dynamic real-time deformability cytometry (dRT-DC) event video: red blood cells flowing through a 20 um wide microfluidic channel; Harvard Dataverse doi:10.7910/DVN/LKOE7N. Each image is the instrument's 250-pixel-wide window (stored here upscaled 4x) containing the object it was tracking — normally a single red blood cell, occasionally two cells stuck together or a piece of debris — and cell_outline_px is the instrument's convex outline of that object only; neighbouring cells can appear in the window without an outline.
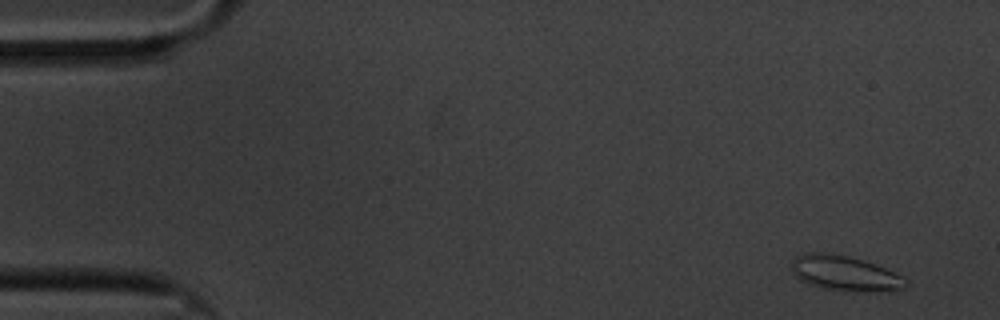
{"species": "common noctule bat (a hibernating species)", "species_latin": "Nyctalus noctula", "temperature_condition": "cold", "stored_images_in_passage": 57, "camera_frame_rate_fps": 3000, "um_per_image_px": 0.085, "animal": {"sex": "male", "body_mass_g": 20.1, "forearm_length_mm": 53.5}, "frame": {"image": 1, "passage_image": 1, "time_ms": 0.0, "image_size_px": [1000, 320], "cell_outline_px": [[908, 284], [904, 288], [820, 288], [808, 284], [800, 280], [792, 272], [792, 260], [796, 256], [808, 252], [820, 252], [844, 256], [864, 260], [884, 268], [908, 280]], "centroid_in_image_um": [71.68, 23.16], "position_along_channel_um": 13.3, "area_um2": 21.79}}
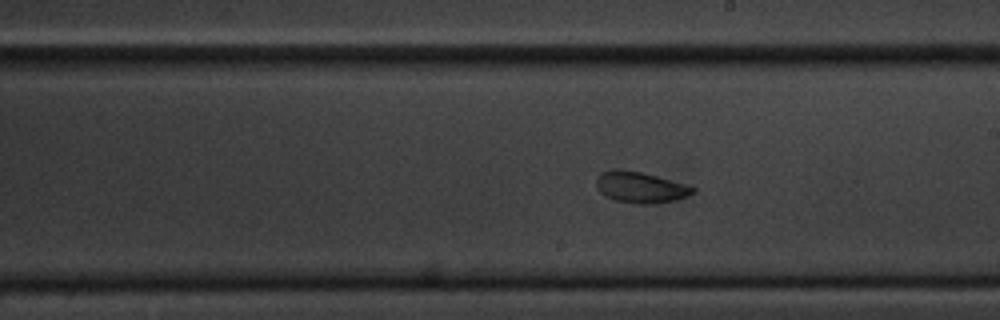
{"frame": {"image": 2, "passage_image": 31, "time_ms": 10.0, "image_size_px": [1000, 320], "cell_outline_px": [[696, 192], [676, 200], [656, 204], [636, 204], [616, 200], [604, 196], [596, 188], [596, 176], [600, 172], [616, 168], [620, 168], [640, 172], [656, 176], [684, 184], [696, 188]], "centroid_in_image_um": [54.39, 15.92], "position_along_channel_um": 234.6, "area_um2": 17.69}}
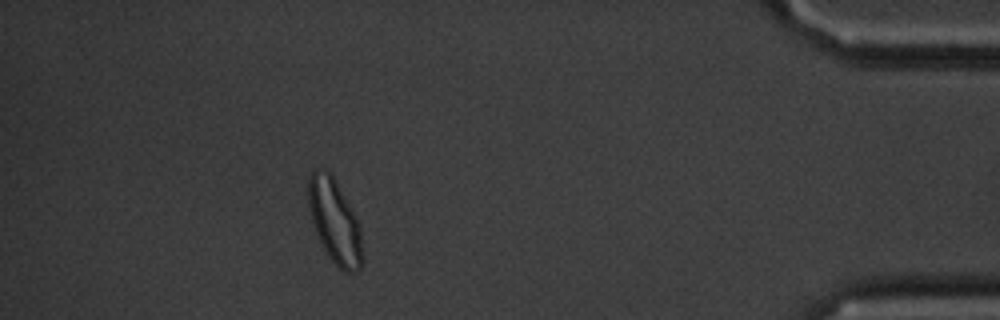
{"frame": {"image": 3, "passage_image": 51, "time_ms": 16.667, "image_size_px": [1000, 320], "cell_outline_px": [[364, 260], [360, 268], [356, 272], [344, 272], [328, 256], [316, 232], [312, 220], [308, 204], [308, 176], [316, 168], [324, 168], [332, 176], [352, 212], [360, 228]], "centroid_in_image_um": [28.44, 18.85], "position_along_channel_um": 406.8, "area_um2": 25.95}, "authors_computed_cell_mechanics": {"area_um2": 19.5942, "velocity_mm_per_s": 3.3439, "shape_relaxation_time_tau1_ms": 5.2529, "shape_relaxation_time_tau2_ms": 2.7778, "deformation_change_tau1": 0.1288, "deformation_change_tau2": 0.0798}}